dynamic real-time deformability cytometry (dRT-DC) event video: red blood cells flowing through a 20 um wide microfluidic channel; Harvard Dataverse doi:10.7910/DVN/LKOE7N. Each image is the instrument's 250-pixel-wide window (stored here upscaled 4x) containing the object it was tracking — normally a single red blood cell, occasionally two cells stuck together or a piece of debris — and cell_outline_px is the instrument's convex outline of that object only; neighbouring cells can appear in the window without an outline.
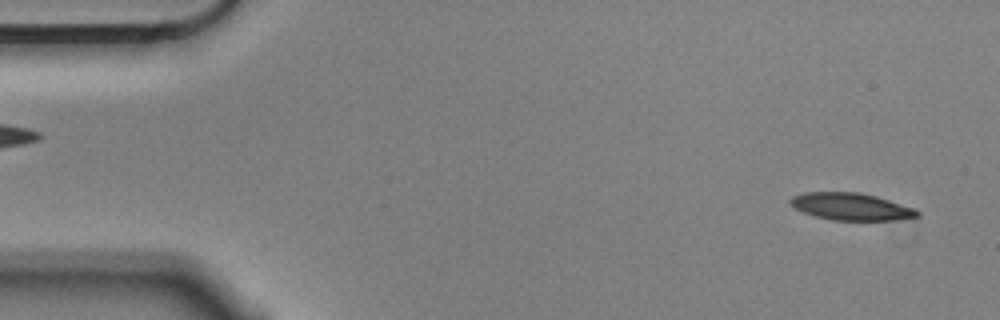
{"species": "Egyptian fruit bat (a non-hibernating species)", "species_latin": "Rousettus aegyptiacus", "temperature_condition": "cold", "stored_images_in_passage": 5, "segment_of_instrument_passage": [2, 2], "camera_frame_rate_fps": 3000, "um_per_image_px": 0.085, "animal": {"sex": "male"}, "frame": {"image": 1, "passage_image": 5, "time_ms": 1.333, "image_size_px": [1000, 320], "cell_outline_px": [[920, 216], [892, 220], [832, 220], [816, 216], [804, 212], [796, 208], [788, 200], [792, 196], [804, 192], [860, 192], [876, 196], [916, 208], [920, 212]], "centroid_in_image_um": [72.37, 17.55], "position_along_channel_um": 12.6, "area_um2": 20.06}}